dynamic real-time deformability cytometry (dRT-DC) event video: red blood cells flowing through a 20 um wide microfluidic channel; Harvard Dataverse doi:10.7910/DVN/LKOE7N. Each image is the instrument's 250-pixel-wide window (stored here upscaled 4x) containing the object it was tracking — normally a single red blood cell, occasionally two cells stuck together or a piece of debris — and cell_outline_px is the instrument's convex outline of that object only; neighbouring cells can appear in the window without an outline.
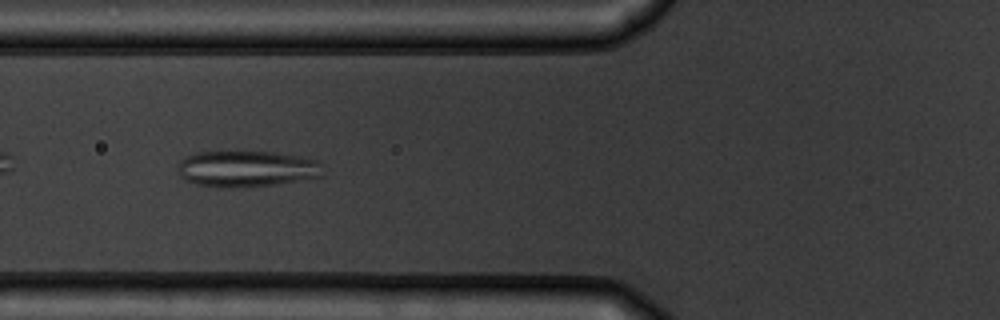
{"species": "common noctule bat (a hibernating species)", "species_latin": "Nyctalus noctula", "temperature_condition": "warm", "stored_images_in_passage": 8, "camera_frame_rate_fps": 3000, "um_per_image_px": 0.085, "animal": {"sex": "male", "body_mass_g": 19.5, "forearm_length_mm": 54.6}, "frame": {"image": 1, "passage_image": 3, "time_ms": 2.333, "image_size_px": [1000, 320], "cell_outline_px": [[320, 176], [276, 184], [244, 188], [224, 188], [196, 184], [180, 176], [176, 168], [176, 164], [184, 156], [196, 152], [272, 152], [300, 156], [316, 160], [320, 164]], "centroid_in_image_um": [20.87, 14.35], "position_along_channel_um": 104.9, "area_um2": 30.63}}
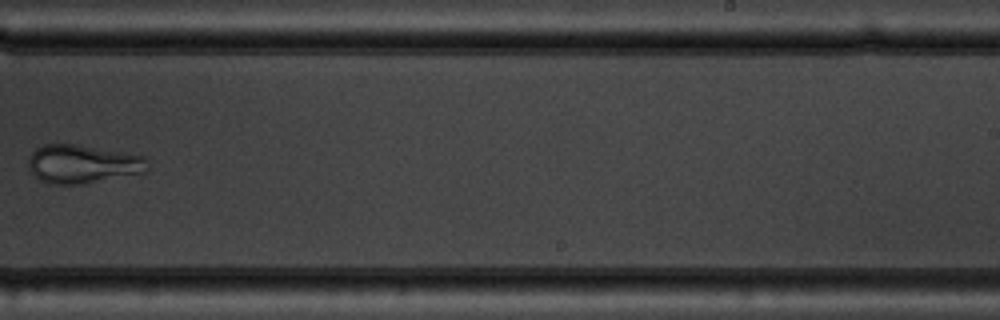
{"frame": {"image": 2, "passage_image": 7, "time_ms": 7.0, "image_size_px": [1000, 320], "cell_outline_px": [[148, 168], [144, 172], [84, 184], [52, 184], [40, 180], [28, 168], [28, 160], [32, 152], [36, 148], [44, 144], [76, 144], [144, 156], [148, 160]], "centroid_in_image_um": [7.01, 13.94], "position_along_channel_um": 282.0, "area_um2": 26.65}}
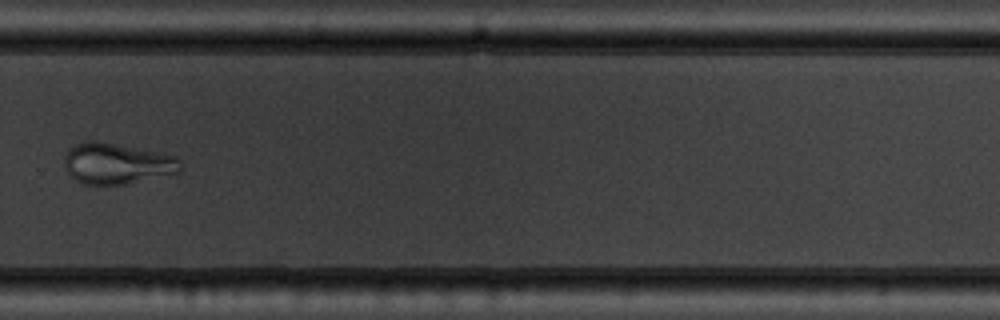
{"frame": {"image": 3, "passage_image": 8, "time_ms": 8.0, "image_size_px": [1000, 320], "cell_outline_px": [[184, 168], [180, 172], [124, 184], [84, 184], [76, 180], [64, 168], [64, 156], [68, 148], [76, 144], [88, 140], [96, 140], [176, 156], [180, 160]], "centroid_in_image_um": [9.92, 13.89], "position_along_channel_um": 319.9, "area_um2": 27.63}}